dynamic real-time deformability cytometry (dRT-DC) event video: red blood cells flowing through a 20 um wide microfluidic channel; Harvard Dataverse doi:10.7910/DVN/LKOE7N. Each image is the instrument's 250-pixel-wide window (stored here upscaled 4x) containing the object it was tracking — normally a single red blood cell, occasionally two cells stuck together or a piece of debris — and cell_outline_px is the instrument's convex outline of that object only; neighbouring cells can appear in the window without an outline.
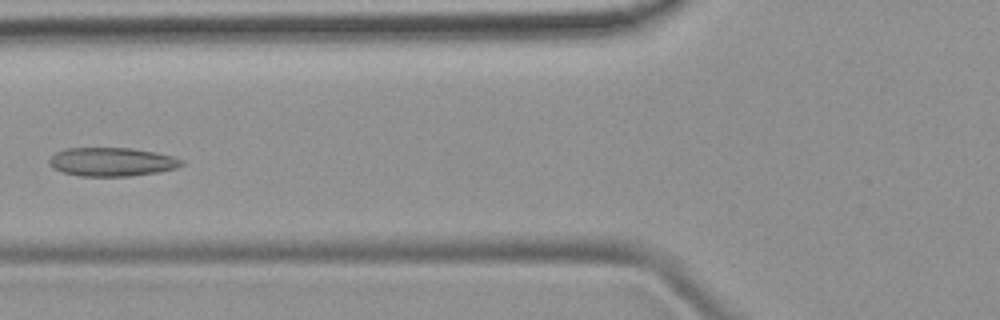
{"species": "common noctule bat (a hibernating species)", "species_latin": "Nyctalus noctula", "temperature_condition": "room temperature", "stored_images_in_passage": 6, "camera_frame_rate_fps": 3000, "um_per_image_px": 0.085, "animal": {"sex": "female", "body_mass_g": 19.9}, "frame": {"image": 1, "passage_image": 6, "time_ms": 6.333, "image_size_px": [1000, 320], "cell_outline_px": [[184, 164], [176, 168], [160, 172], [132, 176], [80, 176], [64, 172], [52, 168], [48, 164], [48, 160], [56, 152], [64, 148], [132, 148], [156, 152], [172, 156], [184, 160]], "centroid_in_image_um": [9.52, 13.76], "position_along_channel_um": 116.3, "area_um2": 22.31}}